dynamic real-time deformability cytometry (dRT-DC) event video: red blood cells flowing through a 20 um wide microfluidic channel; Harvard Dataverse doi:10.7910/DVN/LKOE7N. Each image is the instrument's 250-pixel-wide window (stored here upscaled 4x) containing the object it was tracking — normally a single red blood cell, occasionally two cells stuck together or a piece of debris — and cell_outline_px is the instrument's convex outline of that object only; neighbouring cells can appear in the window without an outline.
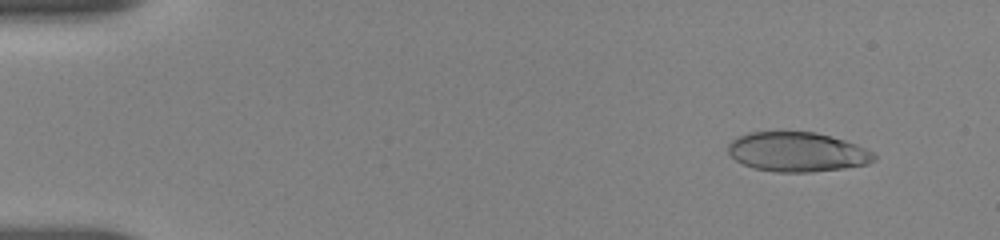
{"species": "human", "species_latin": "Homo sapiens", "temperature_condition": "room temperature", "stored_images_in_passage": 52, "camera_frame_rate_fps": 3000, "um_per_image_px": 0.085, "donor": {"sex": "female"}, "frame": {"image": 1, "passage_image": 2, "time_ms": 0.333, "image_size_px": [1000, 240], "cell_outline_px": [[876, 160], [868, 164], [844, 168], [812, 172], [776, 172], [756, 168], [744, 164], [736, 160], [728, 152], [728, 144], [736, 136], [748, 132], [816, 132], [844, 140], [856, 144], [872, 152], [876, 156]], "centroid_in_image_um": [67.77, 12.91], "position_along_channel_um": 17.2, "area_um2": 33.58}}
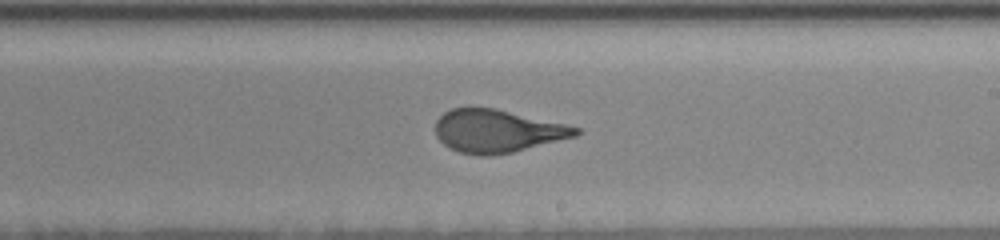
{"frame": {"image": 2, "passage_image": 30, "time_ms": 9.667, "image_size_px": [1000, 240], "cell_outline_px": [[580, 132], [576, 136], [512, 152], [488, 156], [480, 156], [460, 152], [448, 148], [436, 136], [436, 120], [444, 112], [452, 108], [496, 108], [568, 124], [580, 128]], "centroid_in_image_um": [42.27, 11.13], "position_along_channel_um": 246.7, "area_um2": 35.08}}
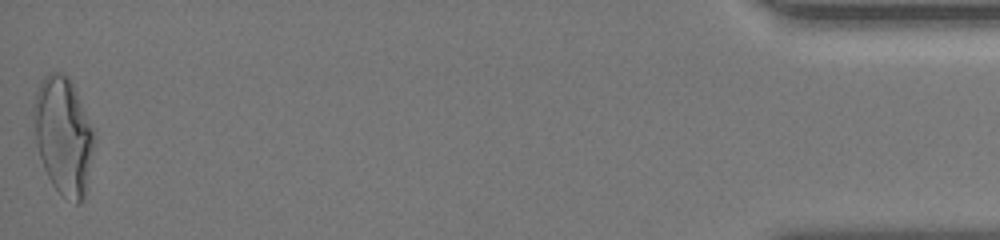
{"frame": {"image": 3, "passage_image": 52, "time_ms": 17.0, "image_size_px": [1000, 240], "cell_outline_px": [[96, 136], [84, 200], [80, 204], [76, 204], [64, 196], [52, 184], [44, 168], [36, 144], [32, 112], [32, 104], [40, 80], [48, 72], [60, 72], [68, 76], [72, 80]], "centroid_in_image_um": [5.38, 11.49], "position_along_channel_um": 429.8, "area_um2": 41.79}, "authors_computed_cell_mechanics": {"area_um2": 35.7493, "velocity_mm_per_s": 3.6524, "shape_relaxation_time_tau1_ms": 5.4284, "shape_relaxation_time_tau2_ms": null, "deformation_change_tau1": 0.2045, "deformation_change_tau2": null}}